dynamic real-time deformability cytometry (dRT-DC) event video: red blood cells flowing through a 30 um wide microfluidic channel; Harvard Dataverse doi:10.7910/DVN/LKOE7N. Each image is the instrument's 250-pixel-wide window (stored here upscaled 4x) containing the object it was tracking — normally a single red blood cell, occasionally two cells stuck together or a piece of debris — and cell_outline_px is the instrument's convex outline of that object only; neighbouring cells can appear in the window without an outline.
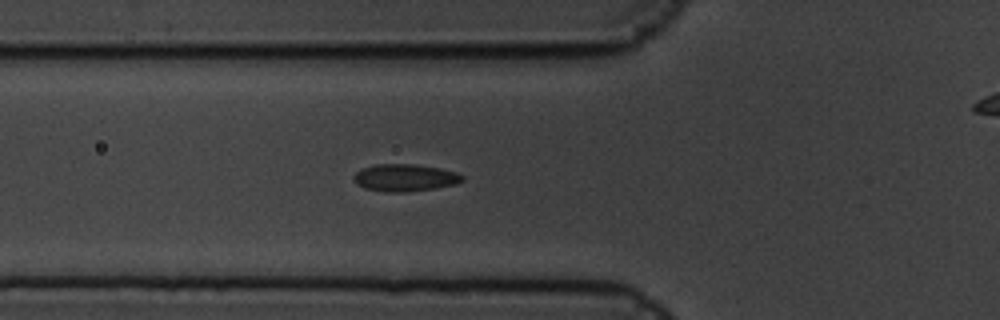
{"species": "common noctule bat (a hibernating species)", "species_latin": "Nyctalus noctula", "temperature_condition": "cold", "stored_images_in_passage": 8, "segment_of_instrument_passage": [1, 2], "camera_frame_rate_fps": 3000, "um_per_image_px": 0.085, "animal": {"sex": "male", "body_mass_g": 19.5, "forearm_length_mm": 54.6}, "frame": {"image": 1, "passage_image": 7, "time_ms": 2.0, "image_size_px": [1000, 320], "cell_outline_px": [[464, 180], [456, 184], [436, 188], [404, 192], [388, 192], [364, 188], [356, 184], [352, 176], [360, 168], [376, 164], [412, 164], [440, 168], [456, 172], [464, 176]], "centroid_in_image_um": [34.4, 15.1], "position_along_channel_um": 91.4, "area_um2": 17.34}}